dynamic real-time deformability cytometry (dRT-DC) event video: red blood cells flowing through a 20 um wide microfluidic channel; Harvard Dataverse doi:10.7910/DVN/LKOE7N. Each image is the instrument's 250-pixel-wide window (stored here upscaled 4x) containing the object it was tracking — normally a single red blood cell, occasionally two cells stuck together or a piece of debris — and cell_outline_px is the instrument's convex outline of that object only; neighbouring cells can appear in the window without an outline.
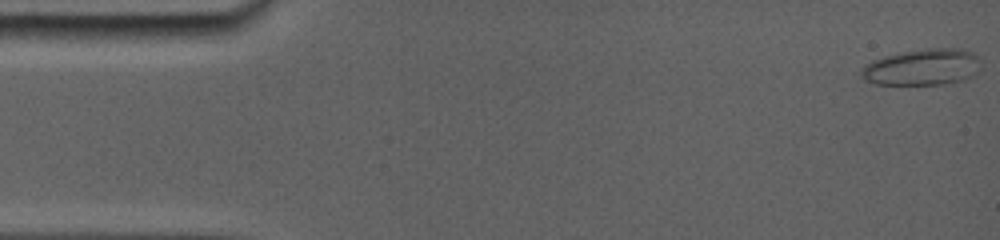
{"species": "common noctule bat (a hibernating species)", "species_latin": "Nyctalus noctula", "temperature_condition": "room temperature", "stored_images_in_passage": 37, "camera_frame_rate_fps": 5000, "um_per_image_px": 0.085, "animal": {"sex": "female", "body_mass_g": 19.0, "forearm_length_mm": 56.7}, "frame": {"image": 1, "passage_image": 1, "time_ms": 0.0, "image_size_px": [1000, 240], "cell_outline_px": [[976, 72], [972, 76], [964, 80], [944, 84], [872, 84], [864, 80], [860, 76], [860, 68], [864, 64], [872, 60], [884, 56], [924, 48], [960, 48], [976, 52]], "centroid_in_image_um": [78.32, 5.7], "position_along_channel_um": 6.7, "area_um2": 25.37}}
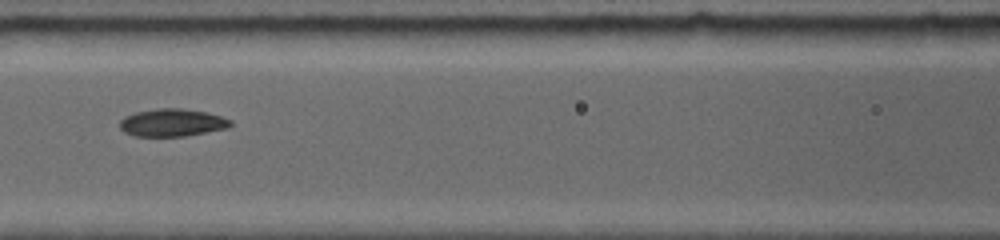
{"frame": {"image": 2, "passage_image": 19, "time_ms": 7.0, "image_size_px": [1000, 240], "cell_outline_px": [[232, 124], [224, 128], [184, 136], [136, 136], [124, 132], [120, 128], [120, 120], [124, 116], [136, 112], [156, 108], [180, 108], [204, 112], [220, 116], [232, 120]], "centroid_in_image_um": [14.58, 10.41], "position_along_channel_um": 152.0, "area_um2": 17.57}}
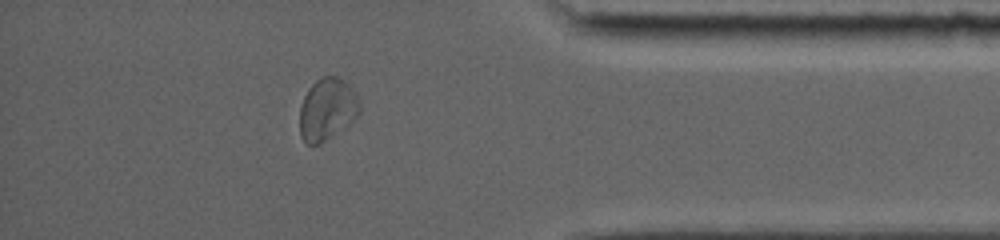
{"frame": {"image": 3, "passage_image": 33, "time_ms": 14.0, "image_size_px": [1000, 240], "cell_outline_px": [[360, 112], [344, 128], [320, 144], [308, 144], [300, 136], [300, 108], [304, 96], [308, 88], [320, 76], [336, 76], [344, 80], [348, 84], [360, 100]], "centroid_in_image_um": [27.8, 9.27], "position_along_channel_um": 407.4, "area_um2": 21.68}, "authors_computed_cell_mechanics": {"area_um2": 18.9006, "velocity_mm_per_s": 3.8441, "shape_relaxation_time_tau1_ms": 6.8621, "shape_relaxation_time_tau2_ms": 3.1354, "deformation_change_tau1": 0.1264, "deformation_change_tau2": 0.0682}}